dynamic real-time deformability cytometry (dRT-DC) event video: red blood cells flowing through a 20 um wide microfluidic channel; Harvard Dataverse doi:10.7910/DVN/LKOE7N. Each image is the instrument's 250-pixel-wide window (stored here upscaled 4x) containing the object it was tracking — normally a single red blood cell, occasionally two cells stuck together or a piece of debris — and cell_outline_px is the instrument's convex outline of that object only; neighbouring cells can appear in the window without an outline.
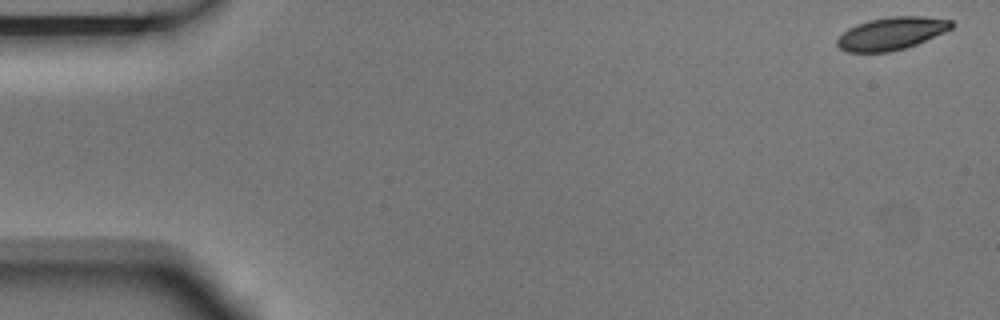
{"species": "Egyptian fruit bat (a non-hibernating species)", "species_latin": "Rousettus aegyptiacus", "temperature_condition": "room temperature", "stored_images_in_passage": 5, "segment_of_instrument_passage": [1, 2], "camera_frame_rate_fps": 3000, "um_per_image_px": 0.085, "animal": {"sex": "male"}, "frame": {"image": 1, "passage_image": 1, "time_ms": 0.0, "image_size_px": [1000, 320], "cell_outline_px": [[956, 24], [952, 28], [944, 32], [916, 44], [904, 48], [888, 52], [848, 52], [840, 48], [836, 44], [836, 40], [848, 28], [856, 24], [868, 20], [892, 16], [920, 16], [952, 20]], "centroid_in_image_um": [75.77, 2.84], "position_along_channel_um": 9.2, "area_um2": 21.68}}
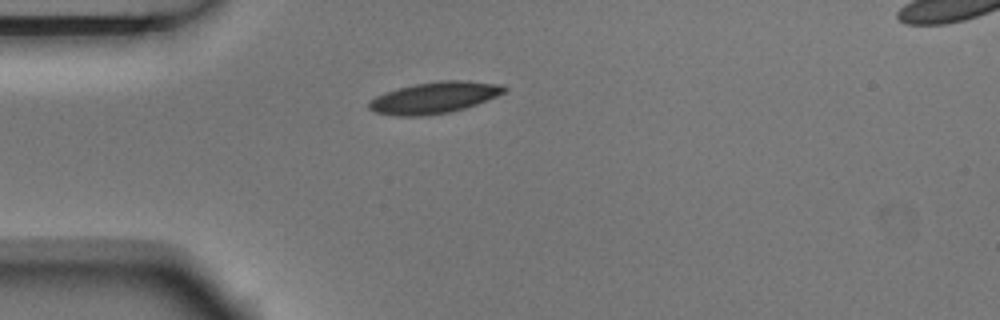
{"frame": {"image": 2, "passage_image": 4, "time_ms": 1.0, "image_size_px": [1000, 320], "cell_outline_px": [[508, 88], [504, 92], [496, 96], [476, 104], [464, 108], [448, 112], [420, 116], [396, 116], [376, 112], [368, 108], [368, 100], [384, 92], [396, 88], [416, 84], [440, 80], [464, 80], [504, 84]], "centroid_in_image_um": [36.9, 8.28], "position_along_channel_um": 48.1, "area_um2": 24.8}}